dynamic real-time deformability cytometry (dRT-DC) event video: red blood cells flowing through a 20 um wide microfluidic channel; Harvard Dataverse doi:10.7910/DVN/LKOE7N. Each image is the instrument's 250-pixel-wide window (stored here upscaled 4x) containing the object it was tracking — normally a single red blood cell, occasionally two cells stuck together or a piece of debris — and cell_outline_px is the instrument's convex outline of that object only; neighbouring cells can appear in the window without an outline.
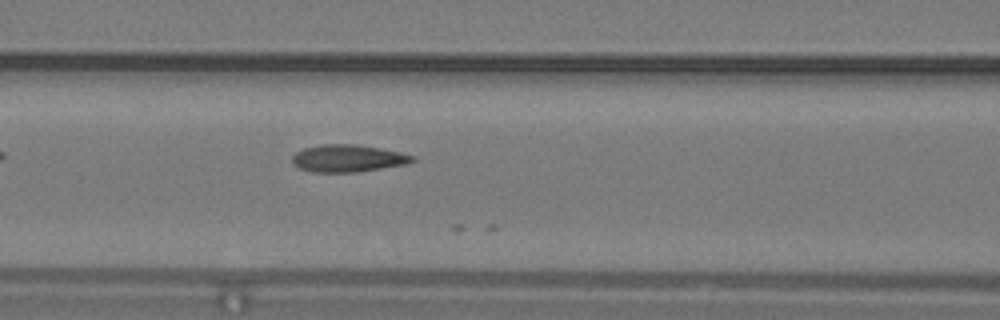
{"species": "common noctule bat (a hibernating species)", "species_latin": "Nyctalus noctula", "temperature_condition": "warm", "stored_images_in_passage": 11, "camera_frame_rate_fps": 3000, "um_per_image_px": 0.085, "animal": {"sex": "male", "body_mass_g": 19.2, "forearm_length_mm": 51.8}, "frame": {"image": 1, "passage_image": 7, "time_ms": 2.0, "image_size_px": [1000, 320], "cell_outline_px": [[416, 160], [408, 164], [356, 172], [312, 172], [300, 168], [292, 164], [292, 156], [296, 152], [304, 148], [320, 144], [356, 144], [380, 148], [400, 152], [412, 156]], "centroid_in_image_um": [29.55, 13.45], "position_along_channel_um": 137.0, "area_um2": 19.13}}